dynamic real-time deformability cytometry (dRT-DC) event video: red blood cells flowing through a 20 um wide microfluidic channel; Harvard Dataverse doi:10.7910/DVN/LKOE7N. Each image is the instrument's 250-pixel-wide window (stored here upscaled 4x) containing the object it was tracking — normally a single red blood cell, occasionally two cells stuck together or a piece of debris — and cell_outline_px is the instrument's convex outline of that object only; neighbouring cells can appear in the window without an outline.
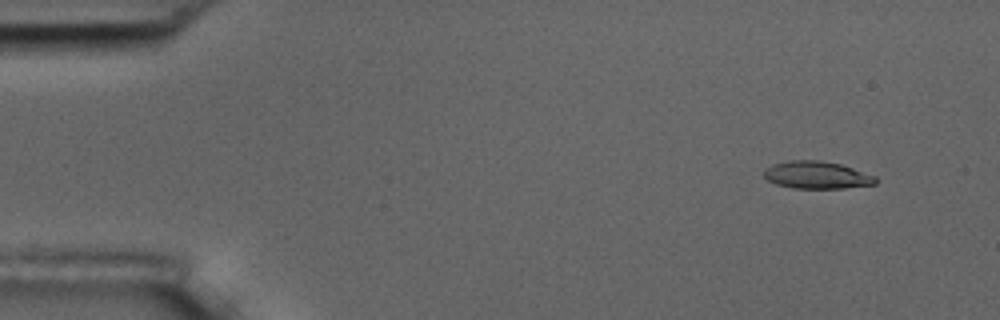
{"species": "common noctule bat (a hibernating species)", "species_latin": "Nyctalus noctula", "temperature_condition": "room temperature", "stored_images_in_passage": 56, "camera_frame_rate_fps": 3000, "um_per_image_px": 0.085, "animal": {"sex": "male", "body_mass_g": 17.5, "forearm_length_mm": 52.3}, "frame": {"image": 1, "passage_image": 5, "time_ms": 1.333, "image_size_px": [1000, 320], "cell_outline_px": [[880, 180], [876, 184], [844, 188], [792, 188], [776, 184], [768, 180], [764, 176], [764, 168], [772, 164], [788, 160], [820, 160], [840, 164], [876, 176]], "centroid_in_image_um": [69.43, 14.87], "position_along_channel_um": 15.6, "area_um2": 17.98}}
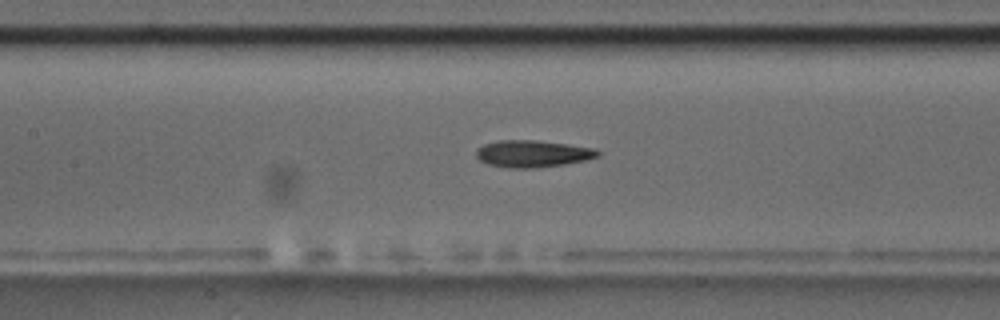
{"frame": {"image": 2, "passage_image": 26, "time_ms": 8.333, "image_size_px": [1000, 320], "cell_outline_px": [[600, 156], [584, 160], [564, 164], [536, 168], [508, 168], [488, 164], [480, 160], [476, 156], [476, 148], [484, 144], [500, 140], [536, 140], [592, 148], [600, 152]], "centroid_in_image_um": [45.23, 13.07], "position_along_channel_um": 162.2, "area_um2": 18.96}}
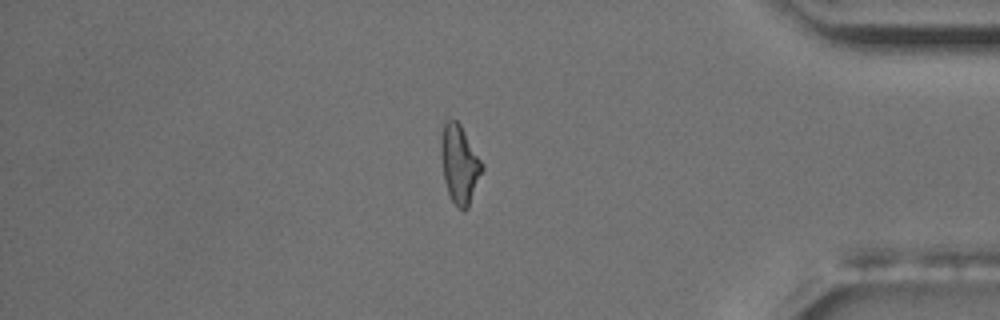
{"frame": {"image": 3, "passage_image": 48, "time_ms": 15.667, "image_size_px": [1000, 320], "cell_outline_px": [[484, 168], [468, 208], [464, 212], [456, 208], [448, 192], [444, 180], [440, 156], [440, 136], [444, 124], [448, 120], [456, 120], [460, 124], [484, 164]], "centroid_in_image_um": [39.06, 13.98], "position_along_channel_um": 396.1, "area_um2": 19.02}, "authors_computed_cell_mechanics": {"area_um2": 18.5827, "velocity_mm_per_s": 3.6054, "shape_relaxation_time_tau1_ms": 5.8639, "shape_relaxation_time_tau2_ms": 3.2547, "deformation_change_tau1": 0.1764, "deformation_change_tau2": 0.1216}}